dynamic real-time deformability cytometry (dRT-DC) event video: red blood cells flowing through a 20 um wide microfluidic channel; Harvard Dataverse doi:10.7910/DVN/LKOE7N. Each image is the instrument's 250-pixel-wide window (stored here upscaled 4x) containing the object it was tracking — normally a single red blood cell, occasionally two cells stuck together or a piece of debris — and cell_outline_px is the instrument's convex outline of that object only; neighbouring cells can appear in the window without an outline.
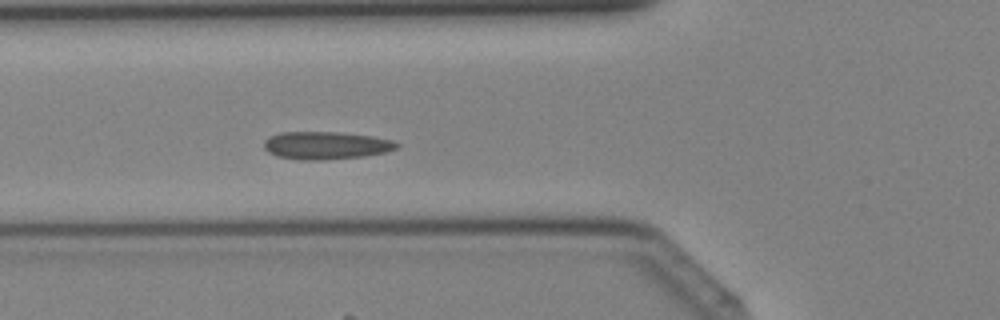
{"species": "Egyptian fruit bat (a non-hibernating species)", "species_latin": "Rousettus aegyptiacus", "temperature_condition": "cold", "stored_images_in_passage": 41, "camera_frame_rate_fps": 3000, "um_per_image_px": 0.085, "animal": {"sex": "female"}, "frame": {"image": 1, "passage_image": 15, "time_ms": 4.667, "image_size_px": [1000, 320], "cell_outline_px": [[400, 148], [384, 152], [364, 156], [324, 160], [300, 160], [276, 156], [268, 152], [264, 148], [264, 140], [268, 136], [280, 132], [336, 132], [372, 136], [392, 140], [400, 144]], "centroid_in_image_um": [27.69, 12.36], "position_along_channel_um": 98.1, "area_um2": 21.62}}
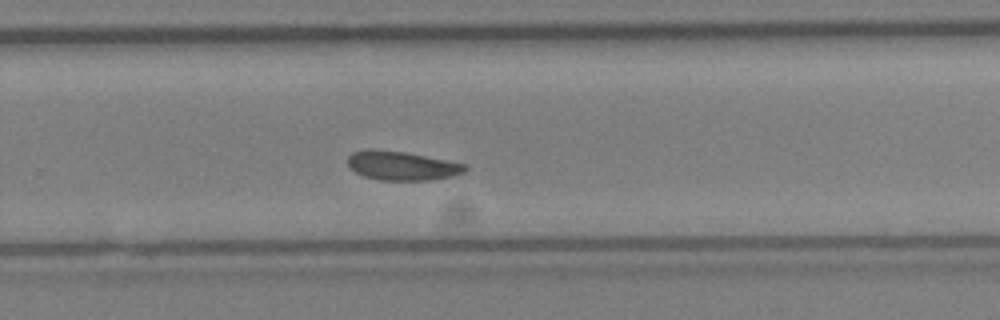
{"frame": {"image": 2, "passage_image": 27, "time_ms": 8.667, "image_size_px": [1000, 320], "cell_outline_px": [[468, 168], [464, 172], [452, 176], [436, 180], [380, 180], [364, 176], [356, 172], [348, 164], [348, 156], [352, 152], [368, 148], [404, 152], [468, 164]], "centroid_in_image_um": [34.18, 14.08], "position_along_channel_um": 295.6, "area_um2": 19.88}}
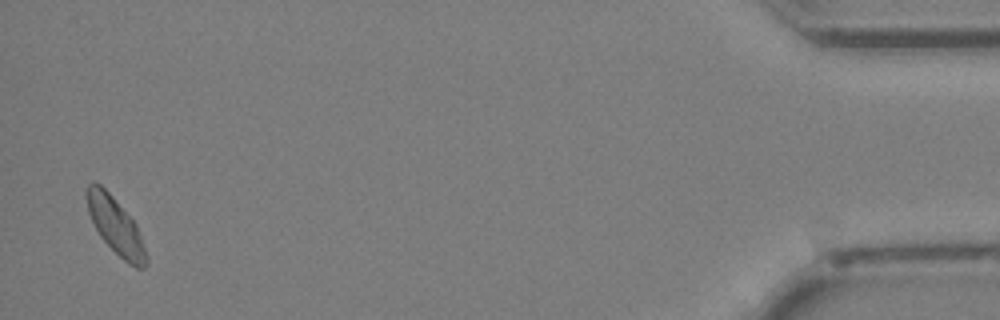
{"frame": {"image": 3, "passage_image": 40, "time_ms": 13.0, "image_size_px": [1000, 320], "cell_outline_px": [[148, 264], [144, 268], [136, 268], [128, 264], [100, 236], [88, 212], [84, 192], [88, 184], [100, 184], [112, 196], [136, 224], [148, 256]], "centroid_in_image_um": [9.83, 19.22], "position_along_channel_um": 425.4, "area_um2": 19.31}}